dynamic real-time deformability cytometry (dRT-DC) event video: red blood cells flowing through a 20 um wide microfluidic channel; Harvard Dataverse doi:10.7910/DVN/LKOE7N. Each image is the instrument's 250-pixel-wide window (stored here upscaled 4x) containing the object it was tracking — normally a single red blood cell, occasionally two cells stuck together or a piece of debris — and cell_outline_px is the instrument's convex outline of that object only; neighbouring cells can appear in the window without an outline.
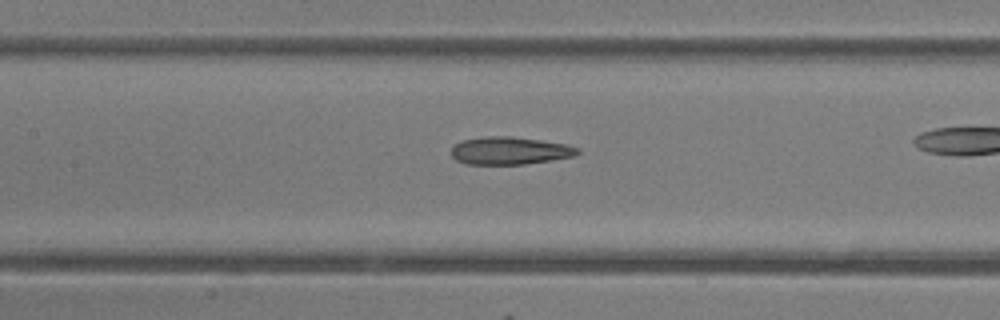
{"species": "common noctule bat (a hibernating species)", "species_latin": "Nyctalus noctula", "temperature_condition": "room temperature", "stored_images_in_passage": 39, "camera_frame_rate_fps": 3000, "um_per_image_px": 0.085, "animal": {"sex": "female"}, "frame": {"image": 1, "passage_image": 23, "time_ms": 7.333, "image_size_px": [1000, 320], "cell_outline_px": [[580, 152], [576, 156], [552, 160], [524, 164], [468, 164], [456, 160], [452, 156], [452, 144], [464, 140], [484, 136], [512, 136], [568, 144], [580, 148]], "centroid_in_image_um": [43.36, 12.8], "position_along_channel_um": 164.0, "area_um2": 20.52}}